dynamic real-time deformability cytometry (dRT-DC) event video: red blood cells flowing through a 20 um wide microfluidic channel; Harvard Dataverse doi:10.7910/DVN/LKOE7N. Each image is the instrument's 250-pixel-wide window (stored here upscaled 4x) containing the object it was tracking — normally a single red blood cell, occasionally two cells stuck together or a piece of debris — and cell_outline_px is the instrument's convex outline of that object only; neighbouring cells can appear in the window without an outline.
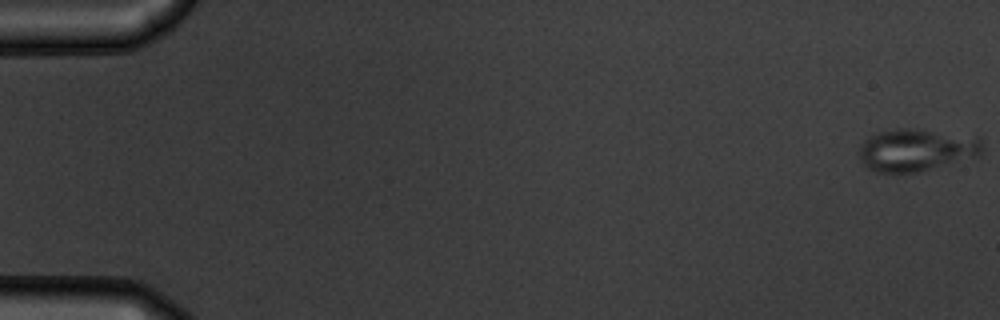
{"species": "common noctule bat (a hibernating species)", "species_latin": "Nyctalus noctula", "temperature_condition": "warm", "stored_images_in_passage": 55, "camera_frame_rate_fps": 3000, "um_per_image_px": 0.085, "animal": {"sex": "male", "body_mass_g": 19.5, "forearm_length_mm": 54.6}, "frame": {"image": 1, "passage_image": 1, "time_ms": 0.0, "image_size_px": [1000, 320], "cell_outline_px": [[984, 152], [980, 156], [924, 172], [876, 172], [868, 168], [860, 160], [860, 144], [868, 136], [876, 132], [896, 128], [912, 128], [980, 136], [984, 148]], "centroid_in_image_um": [77.96, 12.74], "position_along_channel_um": 7.0, "area_um2": 31.39}}
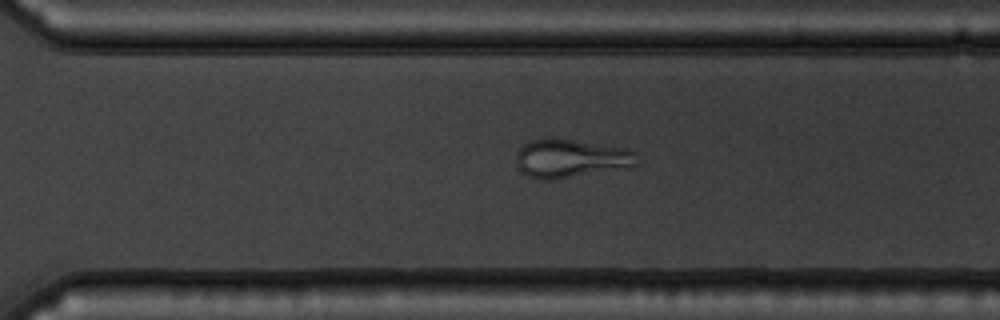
{"frame": {"image": 2, "passage_image": 39, "time_ms": 12.667, "image_size_px": [1000, 320], "cell_outline_px": [[636, 164], [632, 168], [556, 180], [540, 180], [528, 176], [520, 168], [516, 160], [516, 156], [520, 148], [524, 144], [532, 140], [548, 136], [552, 136], [628, 148], [636, 152]], "centroid_in_image_um": [48.56, 13.46], "position_along_channel_um": 322.0, "area_um2": 27.92}}
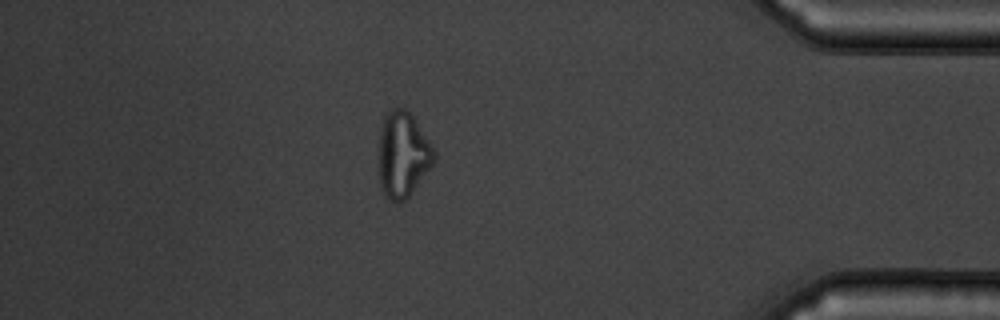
{"frame": {"image": 3, "passage_image": 48, "time_ms": 15.667, "image_size_px": [1000, 320], "cell_outline_px": [[436, 160], [408, 196], [404, 200], [396, 204], [388, 200], [380, 188], [376, 156], [380, 128], [384, 116], [392, 108], [404, 108], [412, 116], [436, 152]], "centroid_in_image_um": [34.17, 13.17], "position_along_channel_um": 401.0, "area_um2": 28.09}}